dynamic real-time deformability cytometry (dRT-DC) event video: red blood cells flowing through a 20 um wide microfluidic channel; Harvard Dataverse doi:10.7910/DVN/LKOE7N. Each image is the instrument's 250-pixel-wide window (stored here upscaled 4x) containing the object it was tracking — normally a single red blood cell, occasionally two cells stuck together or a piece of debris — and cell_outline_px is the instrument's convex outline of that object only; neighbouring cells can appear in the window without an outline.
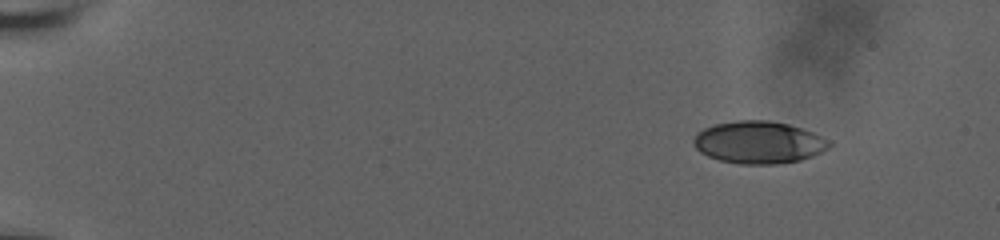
{"species": "human", "species_latin": "Homo sapiens", "temperature_condition": "room temperature", "stored_images_in_passage": 12, "camera_frame_rate_fps": 3000, "um_per_image_px": 0.085, "donor": {"sex": "male"}, "frame": {"image": 1, "passage_image": 1, "time_ms": 0.0, "image_size_px": [1000, 240], "cell_outline_px": [[832, 144], [828, 148], [812, 156], [800, 160], [776, 164], [740, 164], [720, 160], [708, 156], [700, 152], [692, 144], [692, 140], [696, 132], [704, 128], [716, 124], [736, 120], [768, 120], [788, 124], [812, 132], [828, 140]], "centroid_in_image_um": [64.45, 12.1], "position_along_channel_um": 20.6, "area_um2": 33.41}}